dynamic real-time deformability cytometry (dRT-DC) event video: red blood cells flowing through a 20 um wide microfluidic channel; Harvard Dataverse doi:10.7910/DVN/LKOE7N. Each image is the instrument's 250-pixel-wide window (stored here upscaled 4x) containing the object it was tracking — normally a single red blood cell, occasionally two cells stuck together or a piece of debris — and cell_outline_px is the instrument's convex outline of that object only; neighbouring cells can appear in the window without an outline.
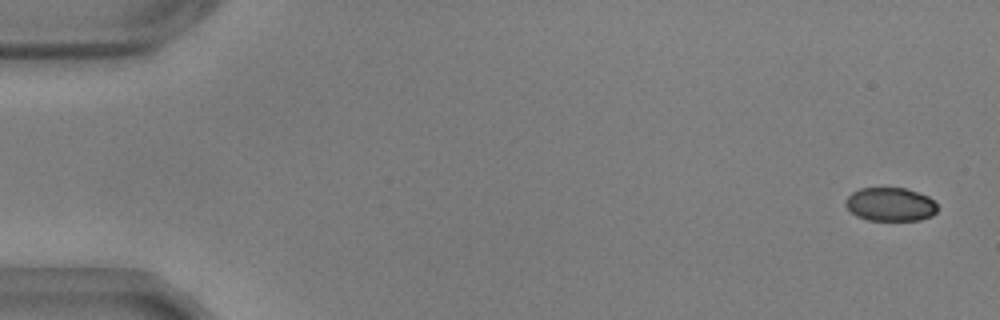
{"species": "common noctule bat (a hibernating species)", "species_latin": "Nyctalus noctula", "temperature_condition": "warm", "stored_images_in_passage": 55, "camera_frame_rate_fps": 3000, "um_per_image_px": 0.085, "animal": {"sex": "male", "body_mass_g": 17.9, "forearm_length_mm": 54.2}, "frame": {"image": 1, "passage_image": 1, "time_ms": 0.0, "image_size_px": [1000, 320], "cell_outline_px": [[936, 212], [932, 216], [920, 220], [868, 220], [856, 216], [844, 204], [848, 196], [852, 192], [860, 188], [904, 188], [928, 196], [936, 204]], "centroid_in_image_um": [75.66, 17.37], "position_along_channel_um": 9.3, "area_um2": 17.86}}
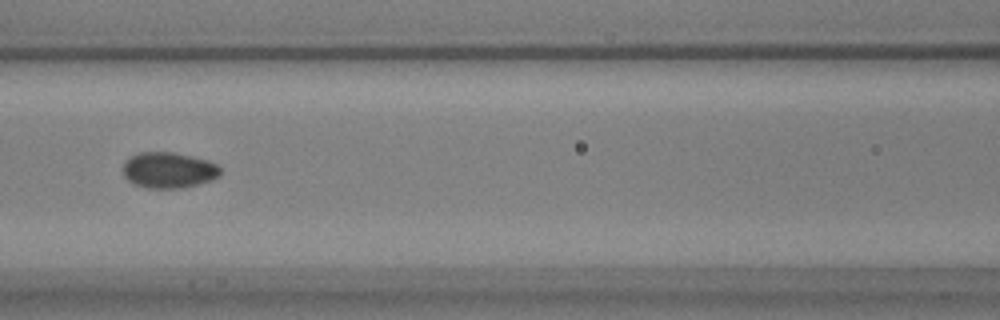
{"frame": {"image": 2, "passage_image": 24, "time_ms": 7.667, "image_size_px": [1000, 320], "cell_outline_px": [[220, 176], [212, 180], [180, 188], [148, 188], [132, 184], [124, 176], [124, 160], [128, 156], [140, 152], [172, 152], [192, 156], [208, 160], [216, 164], [220, 168]], "centroid_in_image_um": [14.31, 14.45], "position_along_channel_um": 152.3, "area_um2": 20.46}}
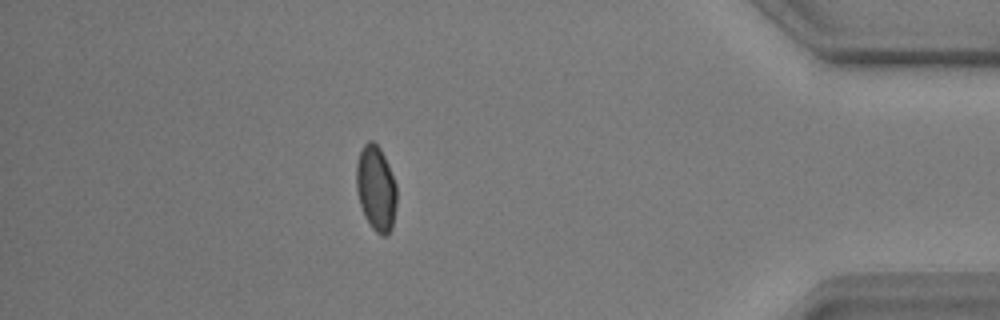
{"frame": {"image": 3, "passage_image": 48, "time_ms": 15.667, "image_size_px": [1000, 320], "cell_outline_px": [[396, 204], [392, 228], [384, 236], [380, 236], [372, 228], [364, 216], [356, 192], [356, 164], [360, 152], [364, 144], [368, 140], [372, 140], [380, 148], [388, 164], [396, 184]], "centroid_in_image_um": [31.95, 16.01], "position_along_channel_um": 403.3, "area_um2": 20.11}, "authors_computed_cell_mechanics": {"area_um2": 19.7676, "velocity_mm_per_s": 3.6522, "shape_relaxation_time_tau1_ms": 4.318, "shape_relaxation_time_tau2_ms": null, "deformation_change_tau1": 0.1149, "deformation_change_tau2": null}}